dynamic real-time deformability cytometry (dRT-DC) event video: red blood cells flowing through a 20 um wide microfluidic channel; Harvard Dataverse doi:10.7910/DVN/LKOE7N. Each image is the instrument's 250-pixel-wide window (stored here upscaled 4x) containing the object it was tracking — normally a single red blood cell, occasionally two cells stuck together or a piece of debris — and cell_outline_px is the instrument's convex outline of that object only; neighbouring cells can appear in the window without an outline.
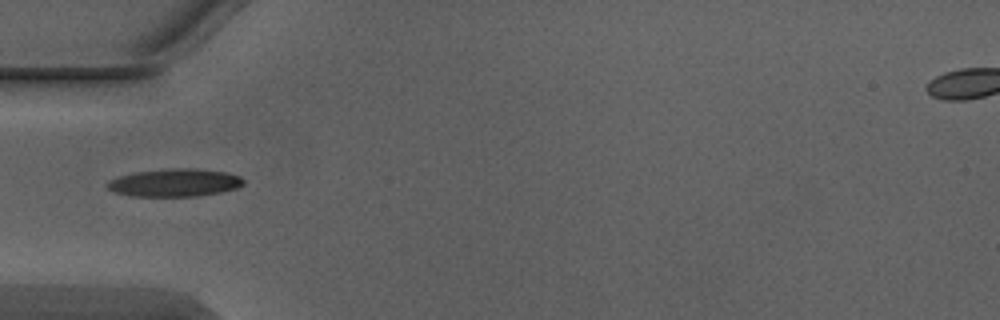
{"species": "Egyptian fruit bat (a non-hibernating species)", "species_latin": "Rousettus aegyptiacus", "temperature_condition": "warm", "stored_images_in_passage": 5, "camera_frame_rate_fps": 3000, "um_per_image_px": 0.085, "animal": {"sex": "male"}, "frame": {"image": 1, "passage_image": 4, "time_ms": 1.0, "image_size_px": [1000, 320], "cell_outline_px": [[244, 184], [236, 188], [220, 192], [196, 196], [128, 196], [112, 192], [104, 184], [108, 180], [132, 172], [172, 168], [196, 168], [224, 172], [240, 176], [244, 180]], "centroid_in_image_um": [14.79, 15.52], "position_along_channel_um": 70.2, "area_um2": 22.25}}
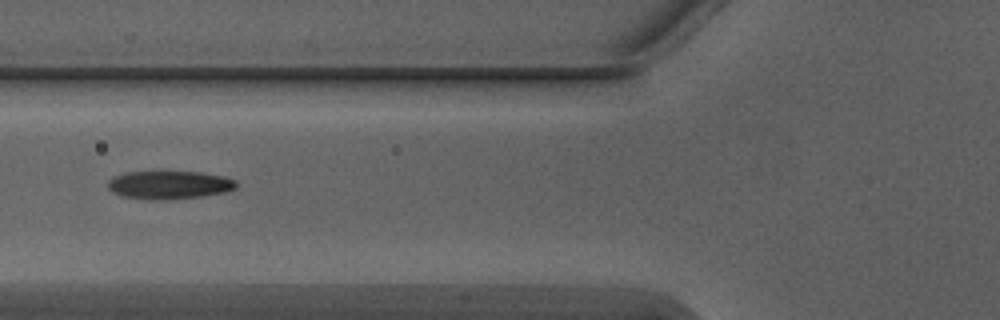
{"frame": {"image": 2, "passage_image": 5, "time_ms": 1.333, "image_size_px": [1000, 320], "cell_outline_px": [[236, 188], [224, 192], [200, 196], [164, 200], [148, 200], [124, 196], [112, 192], [108, 188], [108, 180], [112, 176], [124, 172], [160, 168], [200, 172], [224, 176], [236, 180]], "centroid_in_image_um": [14.32, 15.65], "position_along_channel_um": 111.5, "area_um2": 22.2}}